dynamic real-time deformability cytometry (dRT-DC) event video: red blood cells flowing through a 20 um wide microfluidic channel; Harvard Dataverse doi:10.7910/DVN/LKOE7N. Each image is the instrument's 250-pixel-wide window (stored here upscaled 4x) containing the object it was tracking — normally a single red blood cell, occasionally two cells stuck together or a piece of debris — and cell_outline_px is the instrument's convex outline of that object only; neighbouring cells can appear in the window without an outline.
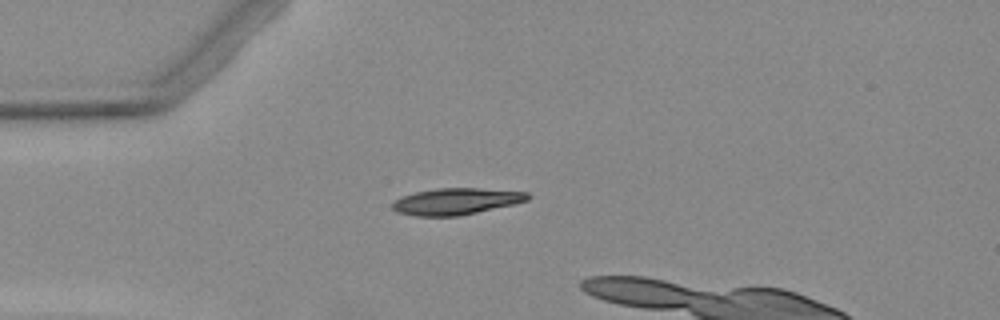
{"species": "Egyptian fruit bat (a non-hibernating species)", "species_latin": "Rousettus aegyptiacus", "temperature_condition": "warm", "stored_images_in_passage": 3, "camera_frame_rate_fps": 3000, "um_per_image_px": 0.085, "animal": {"sex": "female"}, "frame": {"image": 1, "passage_image": 1, "time_ms": 0.0, "image_size_px": [1000, 320], "cell_outline_px": [[532, 196], [528, 200], [516, 204], [456, 216], [416, 216], [396, 212], [392, 208], [392, 204], [400, 196], [416, 192], [436, 188], [480, 188], [528, 192]], "centroid_in_image_um": [38.79, 17.11], "position_along_channel_um": 46.2, "area_um2": 20.98}}